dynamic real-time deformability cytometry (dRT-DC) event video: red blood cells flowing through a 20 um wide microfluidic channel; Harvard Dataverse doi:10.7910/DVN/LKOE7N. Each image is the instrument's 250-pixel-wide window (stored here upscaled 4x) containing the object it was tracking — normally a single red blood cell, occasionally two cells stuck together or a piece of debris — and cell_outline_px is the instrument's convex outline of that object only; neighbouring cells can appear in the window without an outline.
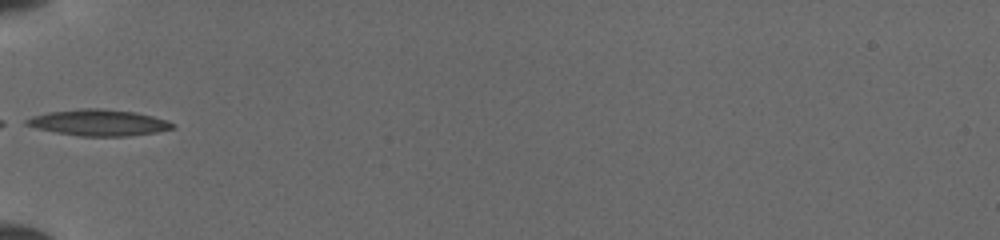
{"species": "common noctule bat (a hibernating species)", "species_latin": "Nyctalus noctula", "temperature_condition": "cold", "stored_images_in_passage": 31, "camera_frame_rate_fps": 3000, "um_per_image_px": 0.085, "animal": {"sex": "female", "body_mass_g": 19.5, "forearm_length_mm": 54.1}, "frame": {"image": 1, "passage_image": 1, "time_ms": 0.0, "image_size_px": [1000, 240], "cell_outline_px": [[176, 128], [156, 132], [124, 136], [80, 136], [56, 132], [36, 128], [24, 124], [24, 120], [32, 116], [48, 112], [80, 108], [104, 108], [136, 112], [152, 116], [164, 120], [172, 124]], "centroid_in_image_um": [8.34, 10.41], "position_along_channel_um": 76.7, "area_um2": 22.25}}
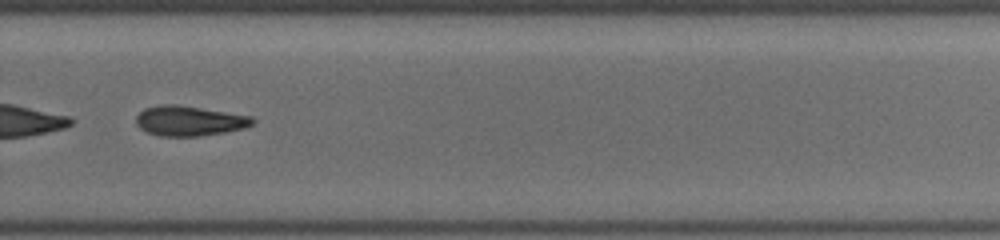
{"frame": {"image": 2, "passage_image": 18, "time_ms": 5.667, "image_size_px": [1000, 240], "cell_outline_px": [[256, 120], [252, 124], [244, 128], [224, 132], [196, 136], [160, 136], [148, 132], [140, 128], [136, 124], [136, 116], [144, 108], [160, 104], [176, 104], [252, 116]], "centroid_in_image_um": [16.07, 10.26], "position_along_channel_um": 313.7, "area_um2": 20.29}}